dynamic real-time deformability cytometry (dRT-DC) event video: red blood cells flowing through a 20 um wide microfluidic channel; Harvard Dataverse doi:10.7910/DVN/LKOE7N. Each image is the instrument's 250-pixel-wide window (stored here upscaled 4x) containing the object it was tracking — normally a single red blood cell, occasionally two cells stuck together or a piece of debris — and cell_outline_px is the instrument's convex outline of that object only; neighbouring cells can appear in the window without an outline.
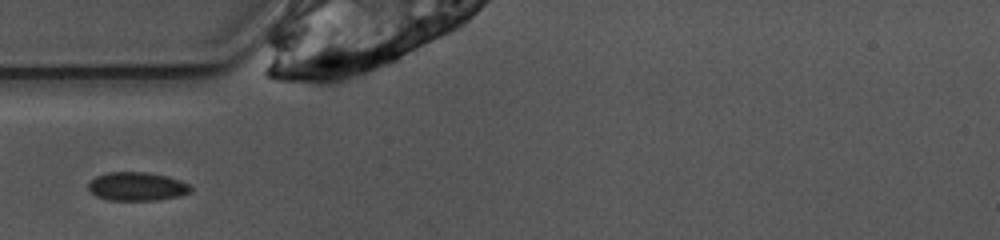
{"species": "common noctule bat (a hibernating species)", "species_latin": "Nyctalus noctula", "temperature_condition": "warm", "stored_images_in_passage": 35, "camera_frame_rate_fps": 3000, "um_per_image_px": 0.085, "animal": {"sex": "female", "body_mass_g": 10.0, "forearm_length_mm": 53.1}, "frame": {"image": 1, "passage_image": 1, "time_ms": 0.0, "image_size_px": [1000, 240], "cell_outline_px": [[192, 192], [180, 196], [156, 200], [108, 200], [96, 196], [88, 188], [88, 184], [96, 176], [108, 172], [144, 172], [168, 176], [180, 180], [188, 184], [192, 188]], "centroid_in_image_um": [11.66, 15.85], "position_along_channel_um": 73.3, "area_um2": 17.05}}
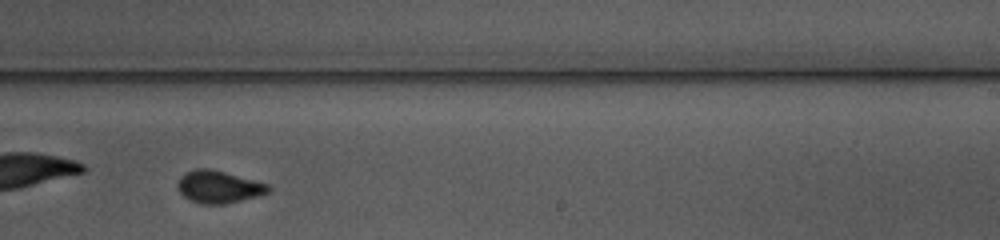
{"frame": {"image": 2, "passage_image": 16, "time_ms": 5.0, "image_size_px": [1000, 240], "cell_outline_px": [[272, 188], [268, 192], [260, 196], [224, 204], [204, 204], [188, 200], [176, 188], [176, 184], [180, 176], [184, 172], [196, 168], [212, 168], [268, 184]], "centroid_in_image_um": [18.56, 15.87], "position_along_channel_um": 270.4, "area_um2": 17.4}}
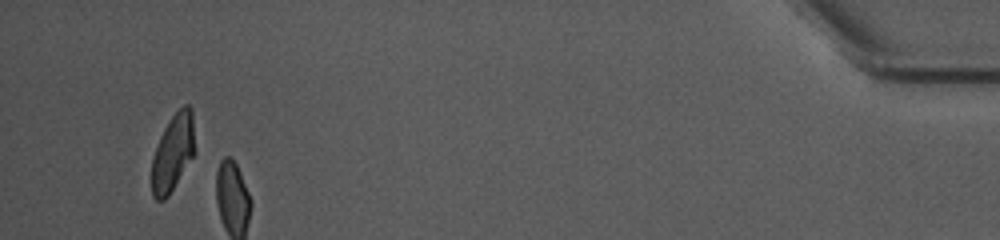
{"frame": {"image": 3, "passage_image": 33, "time_ms": 10.667, "image_size_px": [1000, 240], "cell_outline_px": [[196, 152], [168, 196], [164, 200], [156, 200], [152, 196], [152, 156], [160, 136], [168, 120], [184, 104], [188, 104], [192, 108]], "centroid_in_image_um": [14.71, 12.95], "position_along_channel_um": 420.5, "area_um2": 19.59}}